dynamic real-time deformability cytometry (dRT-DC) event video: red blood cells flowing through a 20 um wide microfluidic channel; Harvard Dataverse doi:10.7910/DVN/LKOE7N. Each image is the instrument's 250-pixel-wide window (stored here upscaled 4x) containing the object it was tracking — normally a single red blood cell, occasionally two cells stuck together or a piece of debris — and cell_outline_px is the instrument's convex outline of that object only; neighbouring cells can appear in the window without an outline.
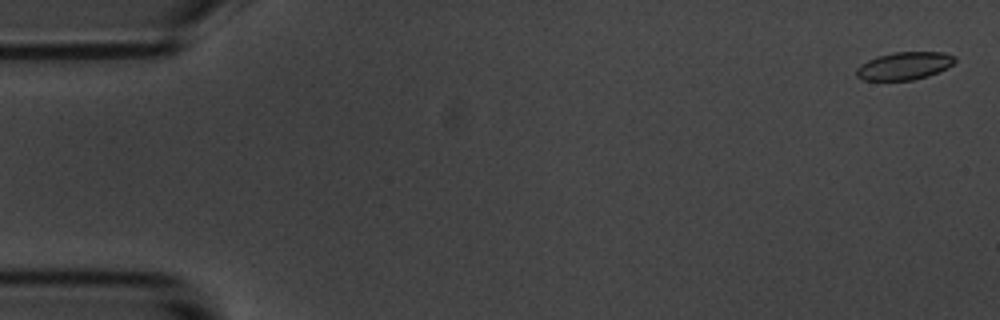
{"species": "common noctule bat (a hibernating species)", "species_latin": "Nyctalus noctula", "temperature_condition": "room temperature", "stored_images_in_passage": 57, "camera_frame_rate_fps": 3000, "um_per_image_px": 0.085, "animal": {"sex": "male", "body_mass_g": 20.1, "forearm_length_mm": 53.5}, "frame": {"image": 1, "passage_image": 2, "time_ms": 0.333, "image_size_px": [1000, 320], "cell_outline_px": [[956, 60], [948, 68], [928, 76], [912, 80], [864, 80], [856, 76], [856, 68], [860, 64], [876, 56], [896, 52], [944, 52], [956, 56]], "centroid_in_image_um": [76.87, 5.59], "position_along_channel_um": 8.1, "area_um2": 16.01}}
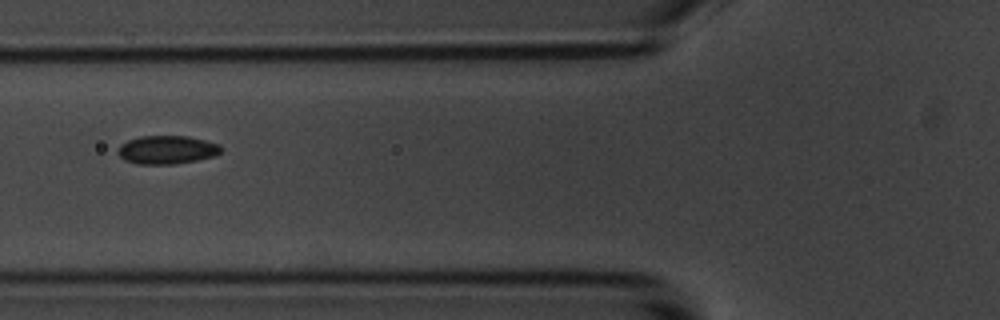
{"frame": {"image": 2, "passage_image": 22, "time_ms": 7.0, "image_size_px": [1000, 320], "cell_outline_px": [[224, 148], [220, 152], [212, 156], [196, 160], [172, 164], [136, 164], [124, 160], [116, 152], [120, 144], [128, 140], [140, 136], [188, 136], [220, 144]], "centroid_in_image_um": [14.16, 12.73], "position_along_channel_um": 111.6, "area_um2": 17.11}}
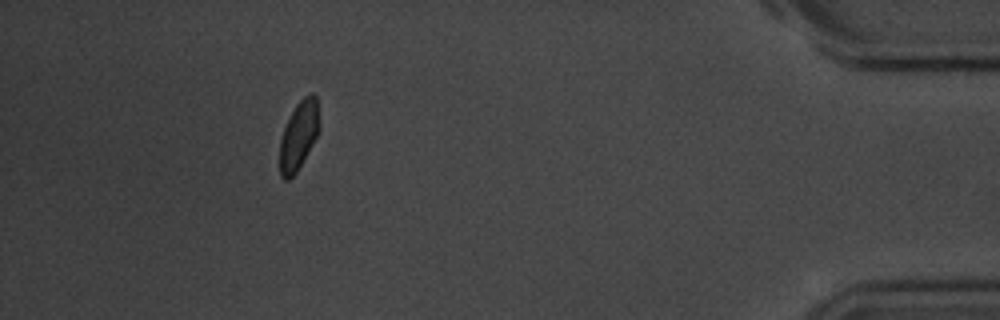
{"frame": {"image": 3, "passage_image": 52, "time_ms": 17.0, "image_size_px": [1000, 320], "cell_outline_px": [[320, 128], [316, 136], [296, 172], [288, 180], [284, 180], [280, 176], [280, 140], [284, 128], [296, 104], [304, 96], [312, 92], [316, 96], [320, 124]], "centroid_in_image_um": [25.39, 11.49], "position_along_channel_um": 409.8, "area_um2": 15.55}, "authors_computed_cell_mechanics": {"area_um2": 16.5886, "velocity_mm_per_s": 3.5533, "shape_relaxation_time_tau1_ms": 1.9335, "shape_relaxation_time_tau2_ms": 1.2007, "deformation_change_tau1": 0.0861, "deformation_change_tau2": 0.0465}}